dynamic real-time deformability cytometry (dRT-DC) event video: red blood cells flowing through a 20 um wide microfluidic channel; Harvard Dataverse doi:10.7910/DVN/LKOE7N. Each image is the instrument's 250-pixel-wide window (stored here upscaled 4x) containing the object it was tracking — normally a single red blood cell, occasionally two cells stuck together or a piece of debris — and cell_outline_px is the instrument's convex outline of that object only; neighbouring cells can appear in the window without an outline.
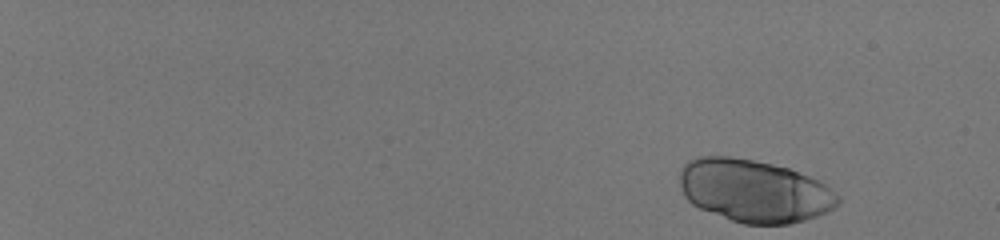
{"species": "human", "species_latin": "Homo sapiens", "temperature_condition": "room temperature", "stored_images_in_passage": 51, "camera_frame_rate_fps": 3000, "um_per_image_px": 0.085, "donor": {"sex": "male"}, "frame": {"image": 1, "passage_image": 1, "time_ms": 0.0, "image_size_px": [1000, 240], "cell_outline_px": [[840, 200], [828, 212], [804, 220], [788, 224], [744, 224], [732, 220], [700, 208], [692, 204], [684, 196], [680, 184], [680, 168], [688, 160], [696, 156], [728, 156], [752, 160], [772, 164], [788, 168], [820, 180], [840, 196]], "centroid_in_image_um": [64.09, 16.21], "position_along_channel_um": 20.9, "area_um2": 57.8}}
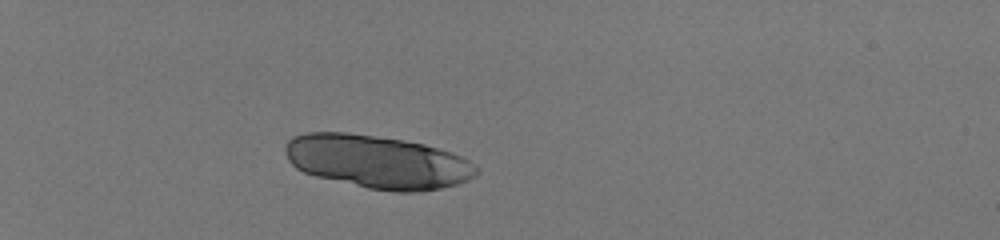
{"frame": {"image": 2, "passage_image": 15, "time_ms": 4.667, "image_size_px": [1000, 240], "cell_outline_px": [[480, 172], [476, 176], [468, 180], [456, 184], [440, 188], [420, 192], [396, 192], [368, 188], [316, 176], [304, 172], [296, 168], [288, 160], [284, 148], [288, 140], [292, 136], [304, 132], [348, 132], [376, 136], [424, 144], [452, 152], [468, 160], [480, 168]], "centroid_in_image_um": [32.09, 13.75], "position_along_channel_um": 52.9, "area_um2": 59.42}}
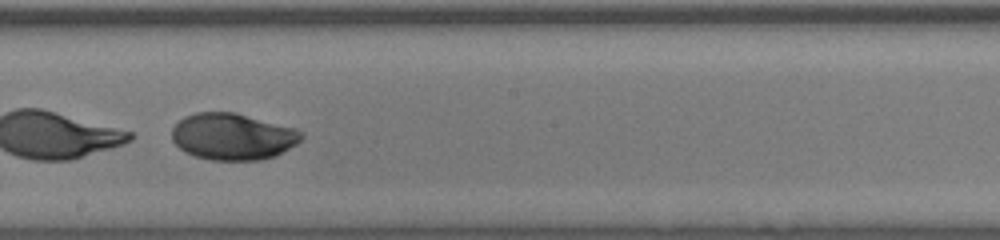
{"frame": {"image": 3, "passage_image": 33, "time_ms": 10.667, "image_size_px": [1000, 240], "cell_outline_px": [[304, 136], [296, 144], [276, 156], [260, 160], [212, 160], [196, 156], [184, 152], [172, 140], [172, 128], [184, 116], [196, 112], [236, 112], [296, 128], [304, 132]], "centroid_in_image_um": [19.8, 11.6], "position_along_channel_um": 228.4, "area_um2": 35.43}}